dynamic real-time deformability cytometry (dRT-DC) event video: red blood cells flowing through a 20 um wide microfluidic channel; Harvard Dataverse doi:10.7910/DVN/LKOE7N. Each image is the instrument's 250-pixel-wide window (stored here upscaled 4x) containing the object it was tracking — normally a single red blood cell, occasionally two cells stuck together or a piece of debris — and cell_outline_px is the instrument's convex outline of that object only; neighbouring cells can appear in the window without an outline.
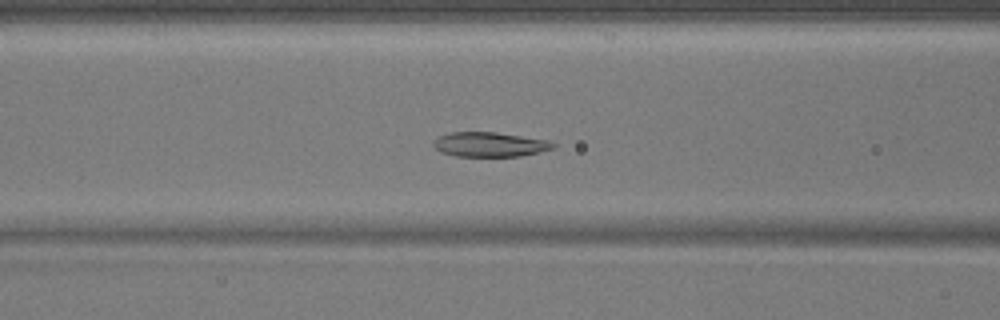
{"species": "common noctule bat (a hibernating species)", "species_latin": "Nyctalus noctula", "temperature_condition": "warm", "stored_images_in_passage": 52, "camera_frame_rate_fps": 3000, "um_per_image_px": 0.085, "animal": {"sex": "male", "body_mass_g": 17.9}, "frame": {"image": 1, "passage_image": 22, "time_ms": 7.0, "image_size_px": [1000, 320], "cell_outline_px": [[556, 148], [540, 152], [520, 156], [456, 156], [440, 152], [432, 144], [440, 136], [452, 132], [496, 132], [548, 140], [556, 144]], "centroid_in_image_um": [41.67, 12.28], "position_along_channel_um": 124.9, "area_um2": 17.11}}
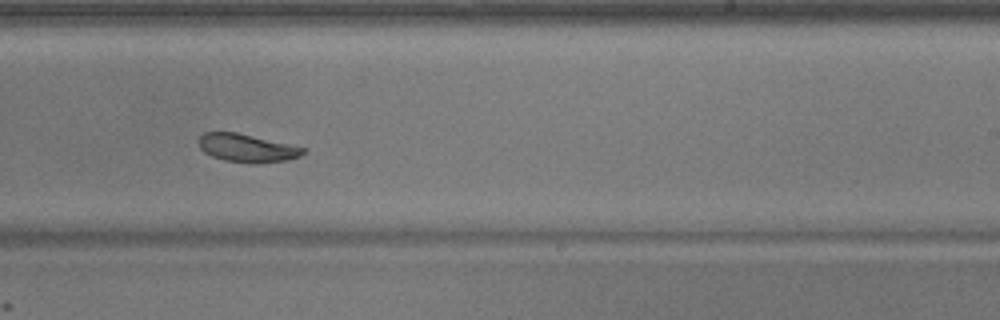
{"frame": {"image": 2, "passage_image": 33, "time_ms": 10.667, "image_size_px": [1000, 320], "cell_outline_px": [[308, 148], [300, 156], [288, 160], [224, 160], [212, 156], [204, 152], [200, 148], [196, 140], [204, 132], [236, 132]], "centroid_in_image_um": [20.94, 12.52], "position_along_channel_um": 268.1, "area_um2": 16.36}}
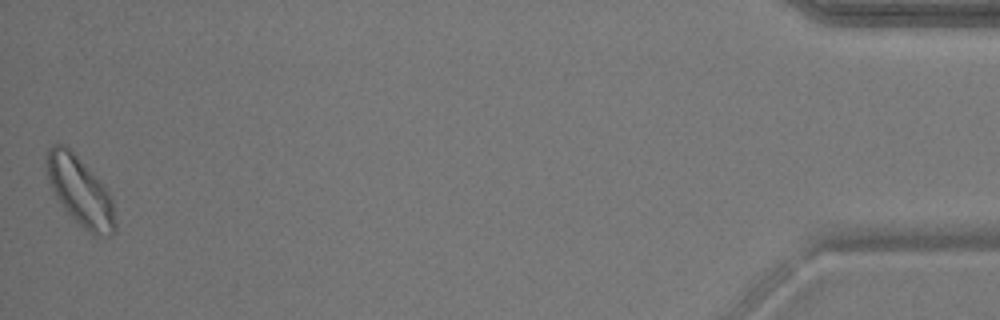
{"frame": {"image": 3, "passage_image": 52, "time_ms": 17.0, "image_size_px": [1000, 320], "cell_outline_px": [[116, 232], [112, 236], [92, 236], [64, 208], [56, 196], [48, 180], [44, 160], [48, 148], [56, 140], [64, 144], [76, 156], [108, 192], [112, 200], [116, 224]], "centroid_in_image_um": [6.78, 16.26], "position_along_channel_um": 428.4, "area_um2": 27.22}}